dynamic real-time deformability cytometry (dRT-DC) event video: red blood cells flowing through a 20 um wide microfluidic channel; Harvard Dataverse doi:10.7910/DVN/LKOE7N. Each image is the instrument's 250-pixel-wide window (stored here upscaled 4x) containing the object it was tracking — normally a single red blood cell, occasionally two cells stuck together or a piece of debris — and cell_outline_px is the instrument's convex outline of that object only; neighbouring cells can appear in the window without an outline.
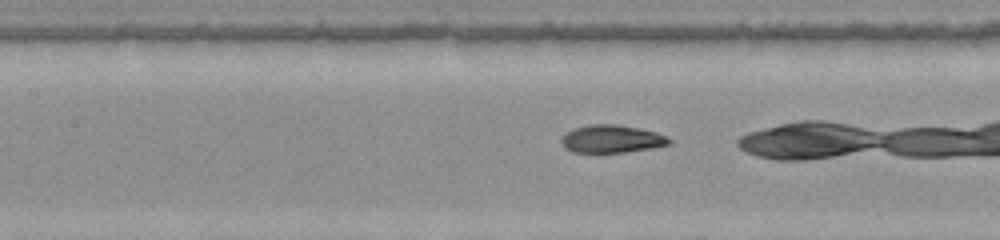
{"species": "common noctule bat (a hibernating species)", "species_latin": "Nyctalus noctula", "temperature_condition": "warm", "stored_images_in_passage": 37, "camera_frame_rate_fps": 3000, "um_per_image_px": 0.085, "animal": {"sex": "female", "body_mass_g": 22.0, "forearm_length_mm": 56.7}, "frame": {"image": 1, "passage_image": 20, "time_ms": 6.333, "image_size_px": [1000, 240], "cell_outline_px": [[672, 144], [656, 148], [624, 152], [572, 152], [564, 148], [560, 140], [568, 132], [576, 128], [588, 124], [616, 124], [640, 128], [656, 132], [668, 136], [672, 140]], "centroid_in_image_um": [52.06, 11.81], "position_along_channel_um": 155.3, "area_um2": 17.63}}